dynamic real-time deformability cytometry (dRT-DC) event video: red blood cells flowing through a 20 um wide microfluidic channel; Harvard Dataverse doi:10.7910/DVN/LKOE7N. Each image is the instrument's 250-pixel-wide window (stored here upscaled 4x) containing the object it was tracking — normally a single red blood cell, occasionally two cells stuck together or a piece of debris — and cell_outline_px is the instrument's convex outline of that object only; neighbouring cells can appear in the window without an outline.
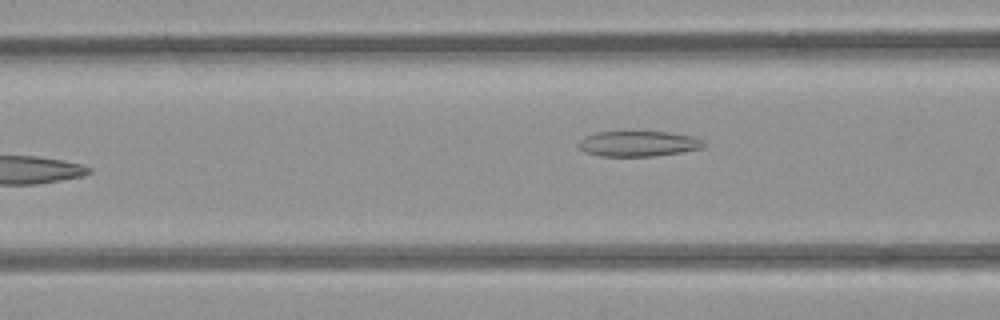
{"species": "common noctule bat (a hibernating species)", "species_latin": "Nyctalus noctula", "temperature_condition": "room temperature", "stored_images_in_passage": 6, "camera_frame_rate_fps": 3000, "um_per_image_px": 0.085, "animal": {"sex": "female", "body_mass_g": 21.9}, "frame": {"image": 1, "passage_image": 6, "time_ms": 6.667, "image_size_px": [1000, 320], "cell_outline_px": [[708, 144], [700, 148], [680, 152], [652, 156], [600, 156], [584, 152], [576, 144], [584, 136], [596, 132], [668, 132], [692, 136]], "centroid_in_image_um": [54.2, 12.21], "position_along_channel_um": 112.4, "area_um2": 18.44}}